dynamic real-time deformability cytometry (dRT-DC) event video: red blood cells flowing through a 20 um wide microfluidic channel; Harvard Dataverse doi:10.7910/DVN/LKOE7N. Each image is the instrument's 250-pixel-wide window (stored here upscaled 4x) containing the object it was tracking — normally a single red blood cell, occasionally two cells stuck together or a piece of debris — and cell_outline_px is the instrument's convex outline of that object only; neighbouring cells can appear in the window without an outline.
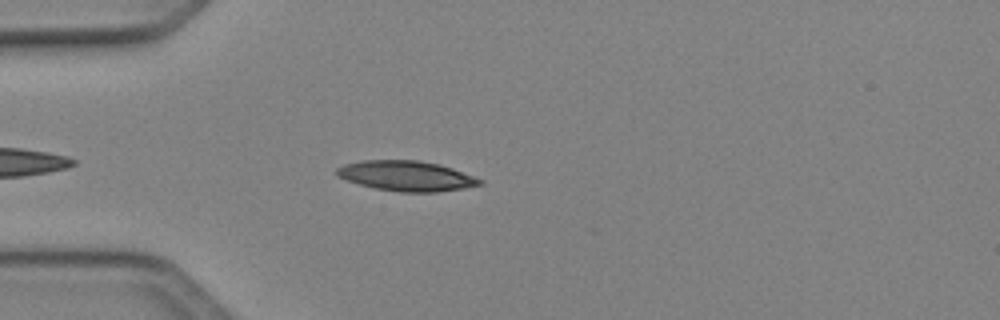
{"species": "Egyptian fruit bat (a non-hibernating species)", "species_latin": "Rousettus aegyptiacus", "temperature_condition": "cold", "stored_images_in_passage": 12, "camera_frame_rate_fps": 3000, "um_per_image_px": 0.085, "animal": {"sex": "female"}, "frame": {"image": 1, "passage_image": 4, "time_ms": 1.0, "image_size_px": [1000, 320], "cell_outline_px": [[484, 184], [464, 188], [436, 192], [400, 192], [376, 188], [360, 184], [336, 176], [336, 168], [344, 164], [360, 160], [416, 160], [440, 164], [452, 168], [484, 180]], "centroid_in_image_um": [34.55, 14.95], "position_along_channel_um": 50.4, "area_um2": 25.14}}
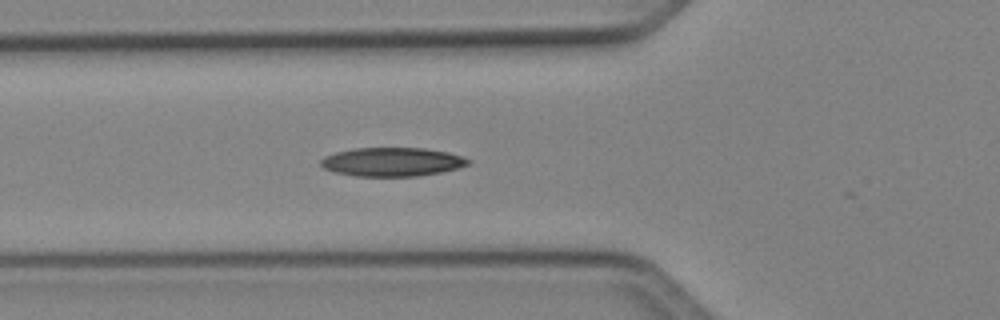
{"frame": {"image": 2, "passage_image": 8, "time_ms": 2.333, "image_size_px": [1000, 320], "cell_outline_px": [[472, 160], [468, 164], [456, 168], [440, 172], [416, 176], [356, 176], [336, 172], [324, 168], [320, 164], [320, 160], [324, 156], [336, 152], [352, 148], [424, 148], [448, 152], [464, 156]], "centroid_in_image_um": [33.33, 13.75], "position_along_channel_um": 92.5, "area_um2": 24.68}}
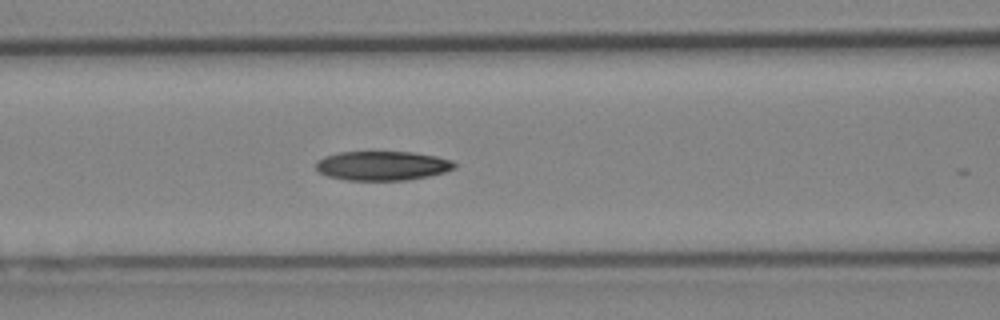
{"frame": {"image": 3, "passage_image": 11, "time_ms": 3.333, "image_size_px": [1000, 320], "cell_outline_px": [[456, 168], [444, 172], [428, 176], [404, 180], [344, 180], [328, 176], [320, 172], [316, 168], [316, 160], [324, 156], [340, 152], [412, 152], [436, 156], [452, 160], [456, 164]], "centroid_in_image_um": [32.49, 14.08], "position_along_channel_um": 134.1, "area_um2": 23.64}}